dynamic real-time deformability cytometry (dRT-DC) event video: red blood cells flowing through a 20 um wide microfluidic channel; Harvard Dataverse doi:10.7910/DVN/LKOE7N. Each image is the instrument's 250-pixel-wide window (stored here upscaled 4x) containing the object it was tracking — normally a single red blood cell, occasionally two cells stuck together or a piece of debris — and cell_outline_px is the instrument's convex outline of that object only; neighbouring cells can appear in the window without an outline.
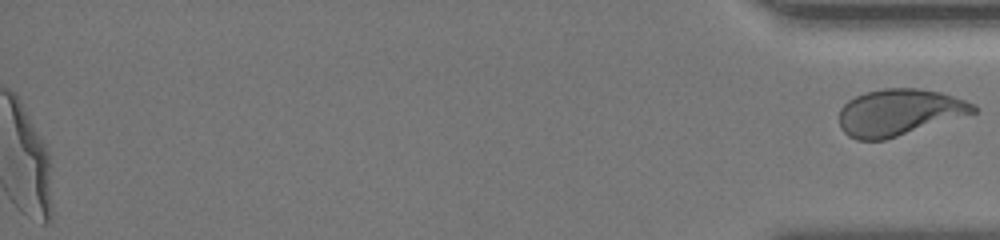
{"species": "human", "species_latin": "Homo sapiens", "temperature_condition": "room temperature", "stored_images_in_passage": 75, "segment_of_instrument_passage": [2, 2], "camera_frame_rate_fps": 3000, "um_per_image_px": 0.085, "donor": {"sex": "female"}, "frame": {"image": 1, "passage_image": 75, "time_ms": 18.333, "image_size_px": [1000, 240], "cell_outline_px": [[980, 108], [976, 112], [884, 140], [856, 140], [848, 136], [840, 128], [840, 108], [848, 100], [864, 92], [884, 88], [920, 88], [940, 92], [976, 104]], "centroid_in_image_um": [76.41, 9.54], "position_along_channel_um": 358.8, "area_um2": 36.3}}